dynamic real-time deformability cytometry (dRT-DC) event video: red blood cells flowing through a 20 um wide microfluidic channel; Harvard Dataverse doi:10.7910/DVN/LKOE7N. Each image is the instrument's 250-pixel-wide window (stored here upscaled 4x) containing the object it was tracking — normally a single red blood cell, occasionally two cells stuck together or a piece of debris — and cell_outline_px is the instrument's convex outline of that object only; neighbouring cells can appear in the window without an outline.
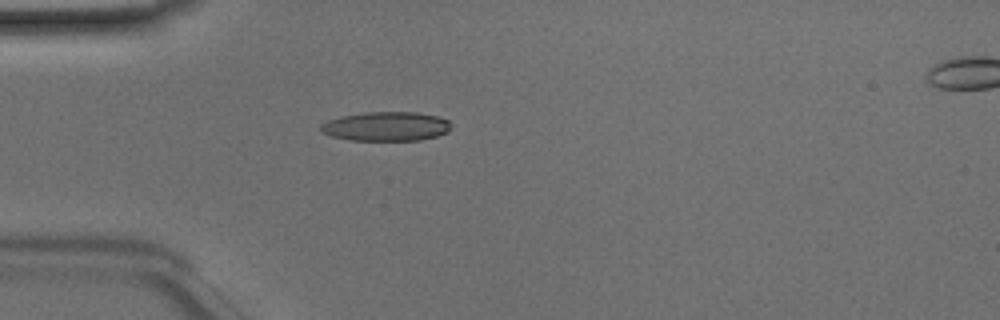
{"species": "Egyptian fruit bat (a non-hibernating species)", "species_latin": "Rousettus aegyptiacus", "temperature_condition": "room temperature", "stored_images_in_passage": 36, "camera_frame_rate_fps": 3000, "um_per_image_px": 0.085, "animal": {"sex": "male"}, "frame": {"image": 1, "passage_image": 1, "time_ms": 0.0, "image_size_px": [1000, 320], "cell_outline_px": [[452, 124], [448, 132], [436, 136], [420, 140], [348, 140], [332, 136], [320, 132], [320, 124], [328, 120], [340, 116], [364, 112], [416, 112], [436, 116], [448, 120]], "centroid_in_image_um": [32.8, 10.74], "position_along_channel_um": 52.2, "area_um2": 22.31}}
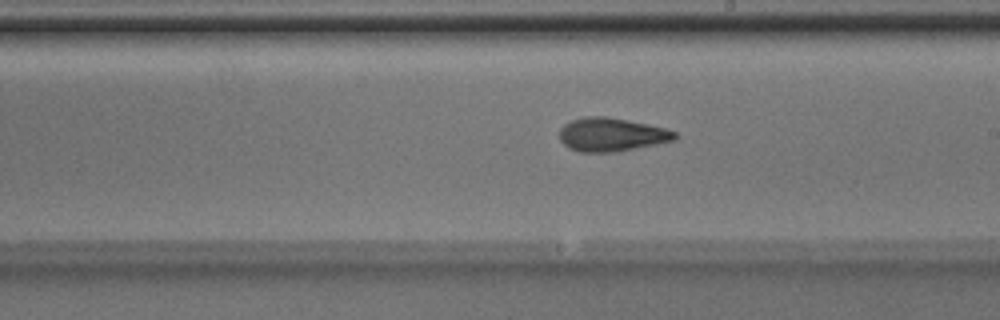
{"frame": {"image": 2, "passage_image": 15, "time_ms": 4.667, "image_size_px": [1000, 320], "cell_outline_px": [[680, 136], [676, 140], [616, 152], [576, 152], [568, 148], [560, 140], [560, 128], [564, 124], [572, 120], [584, 116], [604, 116], [628, 120], [648, 124], [664, 128], [676, 132]], "centroid_in_image_um": [51.98, 11.44], "position_along_channel_um": 237.0, "area_um2": 22.72}}
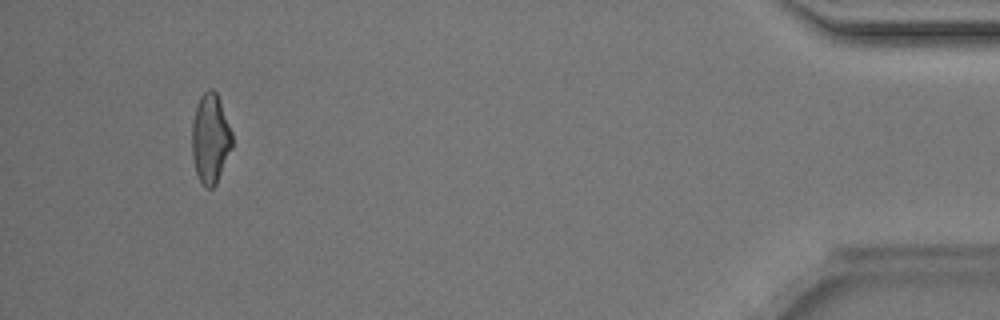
{"frame": {"image": 3, "passage_image": 33, "time_ms": 10.667, "image_size_px": [1000, 320], "cell_outline_px": [[232, 148], [216, 184], [212, 188], [204, 188], [196, 172], [192, 156], [192, 124], [196, 104], [200, 96], [208, 88], [212, 88], [216, 92], [232, 132]], "centroid_in_image_um": [17.87, 11.78], "position_along_channel_um": 417.3, "area_um2": 20.98}, "authors_computed_cell_mechanics": {"area_um2": 21.8195, "velocity_mm_per_s": 4.1697, "shape_relaxation_time_tau1_ms": 3.7008, "shape_relaxation_time_tau2_ms": 2.1544, "deformation_change_tau1": 0.1529, "deformation_change_tau2": 0.1048}}